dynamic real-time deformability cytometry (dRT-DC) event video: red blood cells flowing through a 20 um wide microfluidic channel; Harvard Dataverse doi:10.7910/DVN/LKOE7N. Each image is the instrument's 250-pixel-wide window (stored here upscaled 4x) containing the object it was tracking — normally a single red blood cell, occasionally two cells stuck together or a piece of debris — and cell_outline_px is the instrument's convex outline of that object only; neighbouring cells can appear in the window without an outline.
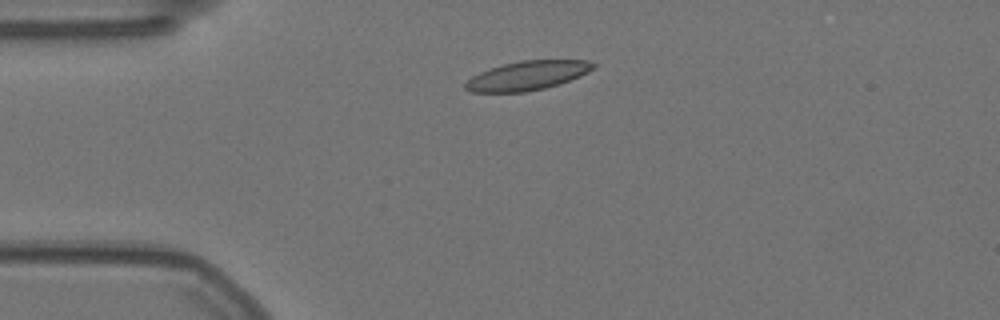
{"species": "Egyptian fruit bat (a non-hibernating species)", "species_latin": "Rousettus aegyptiacus", "temperature_condition": "warm", "stored_images_in_passage": 45, "camera_frame_rate_fps": 3000, "um_per_image_px": 0.085, "animal": {"sex": "female"}, "frame": {"image": 1, "passage_image": 1, "time_ms": 0.0, "image_size_px": [1000, 320], "cell_outline_px": [[596, 68], [580, 76], [560, 84], [544, 88], [524, 92], [472, 92], [464, 88], [464, 84], [472, 76], [480, 72], [504, 64], [520, 60], [588, 60], [596, 64]], "centroid_in_image_um": [44.86, 6.42], "position_along_channel_um": 40.1, "area_um2": 21.68}}
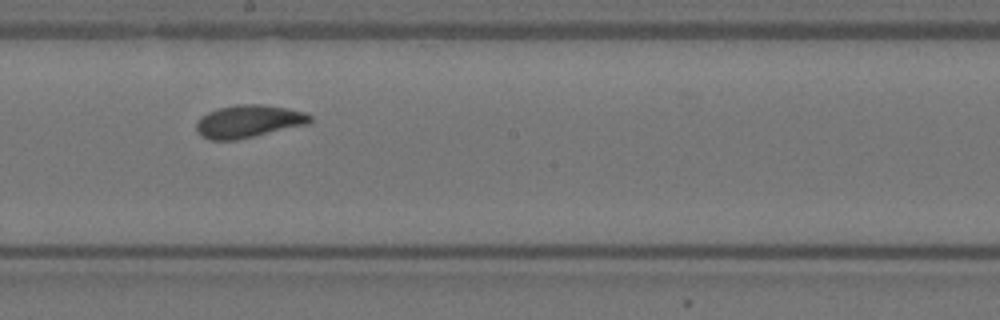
{"frame": {"image": 2, "passage_image": 19, "time_ms": 6.0, "image_size_px": [1000, 320], "cell_outline_px": [[312, 120], [308, 124], [236, 140], [208, 140], [200, 136], [196, 132], [196, 120], [200, 116], [208, 112], [220, 108], [236, 104], [264, 104], [288, 108], [304, 112], [312, 116]], "centroid_in_image_um": [21.09, 10.31], "position_along_channel_um": 227.1, "area_um2": 21.85}}
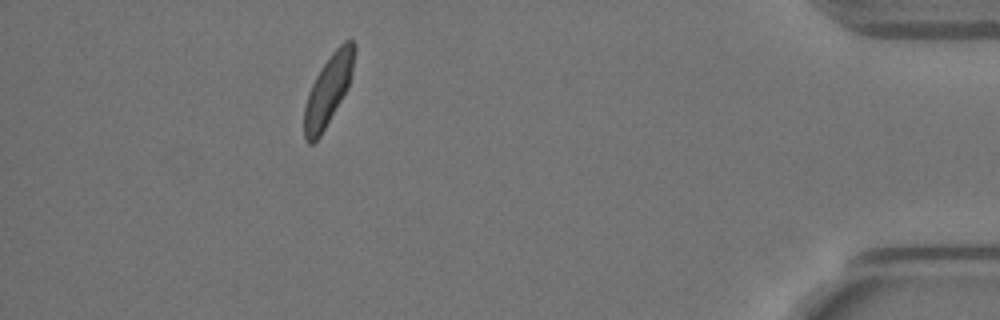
{"frame": {"image": 3, "passage_image": 39, "time_ms": 12.667, "image_size_px": [1000, 320], "cell_outline_px": [[356, 52], [352, 72], [348, 88], [320, 136], [312, 144], [308, 144], [304, 140], [304, 108], [308, 92], [316, 76], [332, 52], [344, 40], [352, 40], [356, 44]], "centroid_in_image_um": [27.91, 7.65], "position_along_channel_um": 407.3, "area_um2": 20.46}, "authors_computed_cell_mechanics": {"area_um2": 21.386, "velocity_mm_per_s": 3.5337, "shape_relaxation_time_tau1_ms": 5.2318, "shape_relaxation_time_tau2_ms": 1.9162, "deformation_change_tau1": 0.1448, "deformation_change_tau2": 0.0542}}